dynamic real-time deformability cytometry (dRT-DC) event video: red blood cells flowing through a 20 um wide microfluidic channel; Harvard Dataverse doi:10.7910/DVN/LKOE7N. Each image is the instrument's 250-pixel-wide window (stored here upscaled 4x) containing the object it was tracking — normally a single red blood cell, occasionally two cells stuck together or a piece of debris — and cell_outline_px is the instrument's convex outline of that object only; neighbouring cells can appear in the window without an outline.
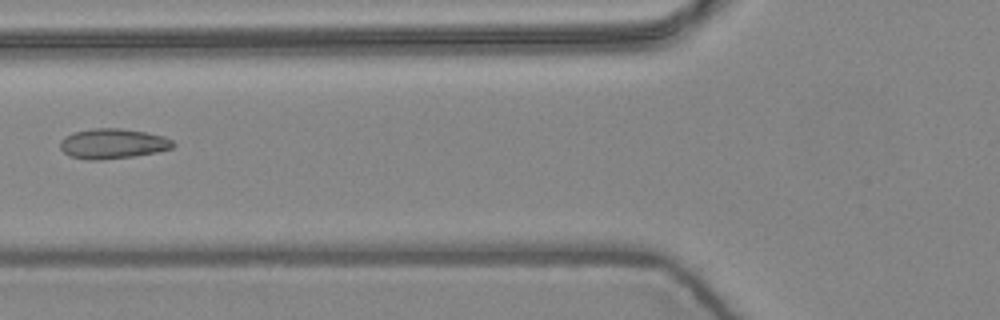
{"species": "common noctule bat (a hibernating species)", "species_latin": "Nyctalus noctula", "temperature_condition": "warm", "stored_images_in_passage": 6, "camera_frame_rate_fps": 3000, "um_per_image_px": 0.085, "animal": {"sex": "female", "body_mass_g": 24.6, "forearm_length_mm": 56.2}, "frame": {"image": 1, "passage_image": 6, "time_ms": 1.667, "image_size_px": [1000, 320], "cell_outline_px": [[176, 144], [172, 148], [156, 152], [132, 156], [100, 160], [88, 160], [72, 156], [64, 152], [60, 148], [60, 140], [64, 136], [72, 132], [92, 128], [120, 128], [144, 132], [164, 136], [172, 140]], "centroid_in_image_um": [9.56, 12.2], "position_along_channel_um": 116.2, "area_um2": 19.77}}